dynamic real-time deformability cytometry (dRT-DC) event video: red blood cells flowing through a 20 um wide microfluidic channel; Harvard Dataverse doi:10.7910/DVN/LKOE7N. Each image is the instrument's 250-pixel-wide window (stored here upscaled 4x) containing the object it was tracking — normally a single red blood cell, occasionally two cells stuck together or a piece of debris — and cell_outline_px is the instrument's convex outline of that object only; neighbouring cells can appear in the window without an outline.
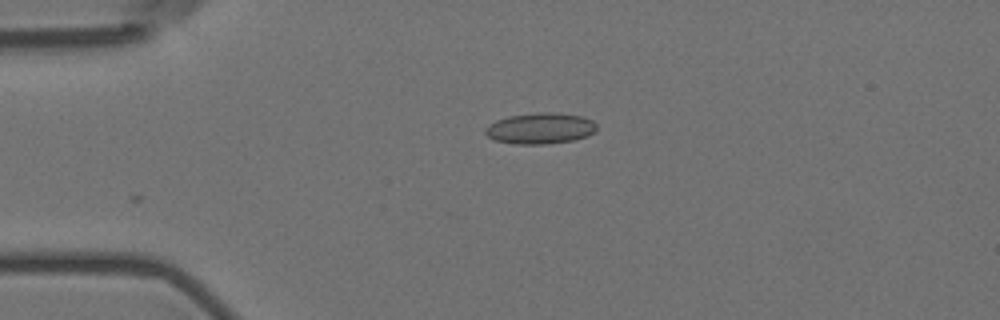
{"species": "Egyptian fruit bat (a non-hibernating species)", "species_latin": "Rousettus aegyptiacus", "temperature_condition": "room temperature", "stored_images_in_passage": 20, "camera_frame_rate_fps": 3000, "um_per_image_px": 0.085, "animal": {"sex": "female"}, "frame": {"image": 1, "passage_image": 1, "time_ms": 0.0, "image_size_px": [1000, 320], "cell_outline_px": [[596, 132], [588, 136], [576, 140], [548, 144], [516, 144], [496, 140], [488, 136], [484, 132], [484, 128], [496, 120], [508, 116], [540, 112], [556, 112], [584, 116], [592, 120], [596, 124]], "centroid_in_image_um": [45.97, 10.91], "position_along_channel_um": 39.0, "area_um2": 20.4}}
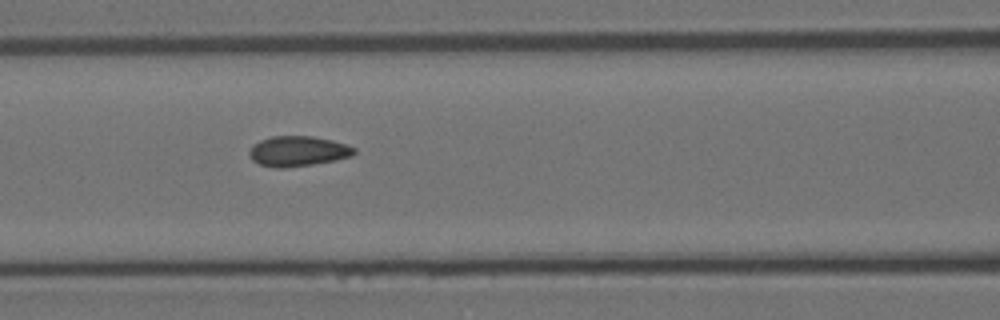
{"frame": {"image": 2, "passage_image": 12, "time_ms": 3.667, "image_size_px": [1000, 320], "cell_outline_px": [[356, 152], [352, 156], [336, 160], [312, 164], [284, 168], [276, 168], [260, 164], [252, 160], [248, 152], [252, 144], [260, 140], [272, 136], [312, 136], [332, 140], [356, 148]], "centroid_in_image_um": [25.31, 12.85], "position_along_channel_um": 141.3, "area_um2": 18.5}}
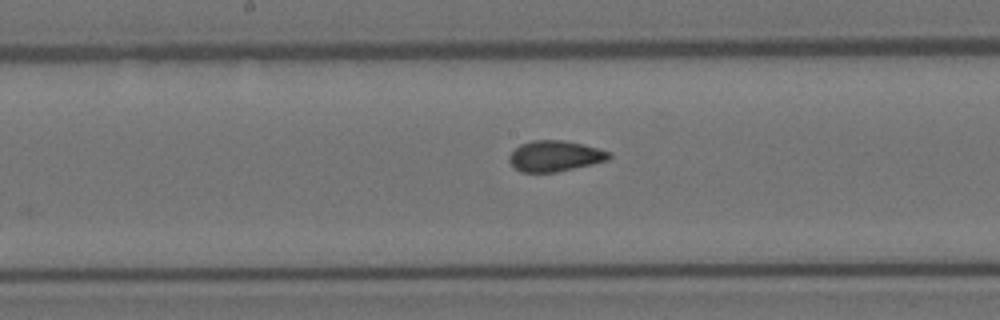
{"frame": {"image": 3, "passage_image": 17, "time_ms": 5.333, "image_size_px": [1000, 320], "cell_outline_px": [[612, 156], [608, 160], [592, 164], [556, 172], [520, 172], [508, 160], [508, 156], [520, 144], [532, 140], [564, 140], [612, 152]], "centroid_in_image_um": [47.17, 13.26], "position_along_channel_um": 201.0, "area_um2": 17.8}}